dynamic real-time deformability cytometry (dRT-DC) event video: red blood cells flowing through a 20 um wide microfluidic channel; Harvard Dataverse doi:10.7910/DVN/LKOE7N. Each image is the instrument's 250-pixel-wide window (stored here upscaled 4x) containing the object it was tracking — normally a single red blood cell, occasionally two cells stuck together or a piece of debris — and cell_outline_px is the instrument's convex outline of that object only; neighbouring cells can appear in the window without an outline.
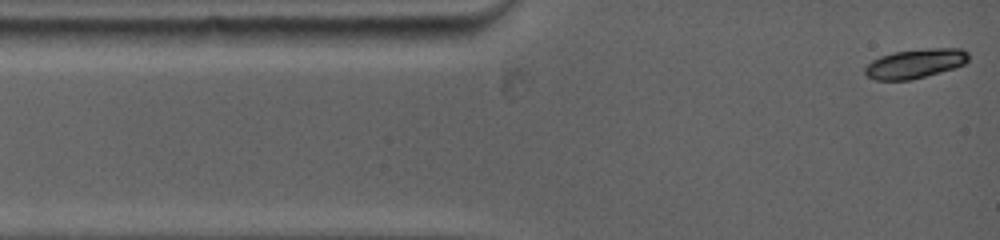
{"species": "common noctule bat (a hibernating species)", "species_latin": "Nyctalus noctula", "temperature_condition": "warm", "stored_images_in_passage": 5, "camera_frame_rate_fps": 5000, "um_per_image_px": 0.085, "animal": {"sex": "female", "body_mass_g": 19.0, "forearm_length_mm": 53.3}, "frame": {"image": 1, "passage_image": 1, "time_ms": 0.0, "image_size_px": [1000, 240], "cell_outline_px": [[968, 60], [964, 64], [940, 72], [912, 80], [876, 80], [868, 76], [864, 72], [864, 68], [872, 60], [880, 56], [892, 52], [928, 48], [960, 48], [968, 52]], "centroid_in_image_um": [77.78, 5.4], "position_along_channel_um": 7.2, "area_um2": 17.69}}